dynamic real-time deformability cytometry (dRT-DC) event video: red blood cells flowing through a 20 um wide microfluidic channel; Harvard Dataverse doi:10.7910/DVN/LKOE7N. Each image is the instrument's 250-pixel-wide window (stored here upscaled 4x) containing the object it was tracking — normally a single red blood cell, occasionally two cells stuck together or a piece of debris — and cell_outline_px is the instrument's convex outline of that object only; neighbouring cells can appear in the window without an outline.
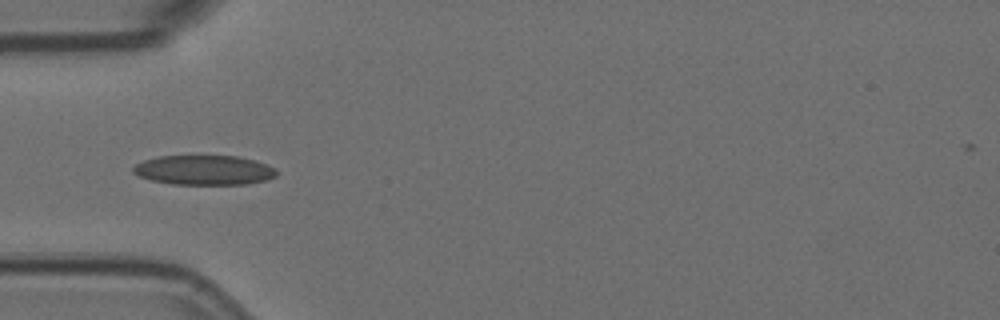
{"species": "Egyptian fruit bat (a non-hibernating species)", "species_latin": "Rousettus aegyptiacus", "temperature_condition": "room temperature", "stored_images_in_passage": 20, "camera_frame_rate_fps": 3000, "um_per_image_px": 0.085, "animal": {"sex": "female"}, "frame": {"image": 1, "passage_image": 1, "time_ms": 0.0, "image_size_px": [1000, 320], "cell_outline_px": [[276, 176], [268, 180], [244, 184], [172, 184], [148, 180], [132, 172], [132, 168], [136, 164], [144, 160], [160, 156], [236, 156], [256, 160], [268, 164], [276, 168]], "centroid_in_image_um": [17.36, 14.46], "position_along_channel_um": 67.6, "area_um2": 24.91}}
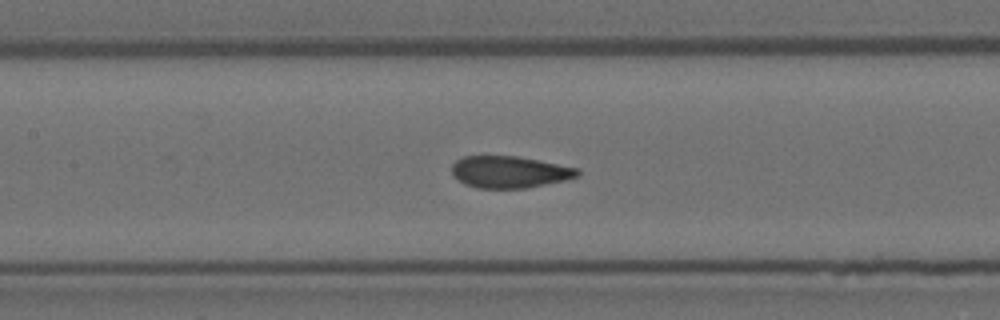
{"frame": {"image": 2, "passage_image": 9, "time_ms": 2.667, "image_size_px": [1000, 320], "cell_outline_px": [[580, 176], [564, 180], [524, 188], [476, 188], [464, 184], [452, 172], [452, 164], [456, 160], [464, 156], [520, 156], [580, 168]], "centroid_in_image_um": [43.34, 14.6], "position_along_channel_um": 164.1, "area_um2": 23.35}}
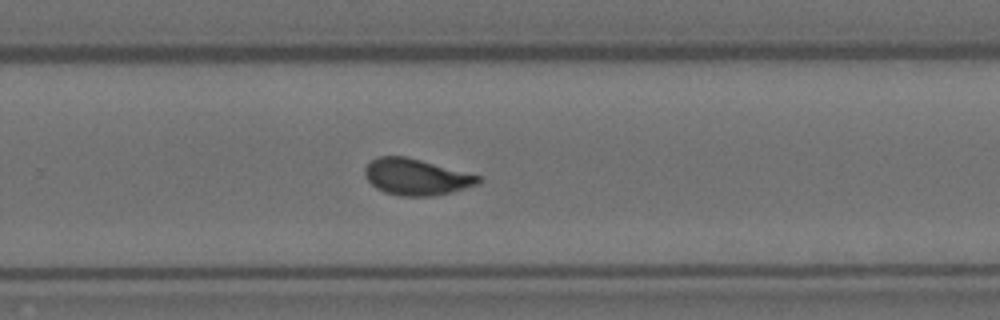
{"frame": {"image": 3, "passage_image": 20, "time_ms": 6.333, "image_size_px": [1000, 320], "cell_outline_px": [[480, 184], [452, 192], [432, 196], [400, 196], [384, 192], [376, 188], [364, 176], [364, 168], [372, 160], [380, 156], [404, 156], [420, 160], [480, 176]], "centroid_in_image_um": [35.36, 15.05], "position_along_channel_um": 294.4, "area_um2": 23.81}}